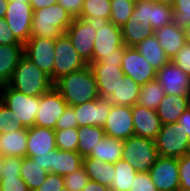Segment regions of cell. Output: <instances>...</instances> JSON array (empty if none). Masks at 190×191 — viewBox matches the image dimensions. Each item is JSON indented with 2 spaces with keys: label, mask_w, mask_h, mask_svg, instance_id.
<instances>
[{
  "label": "cell",
  "mask_w": 190,
  "mask_h": 191,
  "mask_svg": "<svg viewBox=\"0 0 190 191\" xmlns=\"http://www.w3.org/2000/svg\"><path fill=\"white\" fill-rule=\"evenodd\" d=\"M53 87L68 106H76L99 97L97 83L89 65L56 80Z\"/></svg>",
  "instance_id": "obj_1"
},
{
  "label": "cell",
  "mask_w": 190,
  "mask_h": 191,
  "mask_svg": "<svg viewBox=\"0 0 190 191\" xmlns=\"http://www.w3.org/2000/svg\"><path fill=\"white\" fill-rule=\"evenodd\" d=\"M50 77L25 55L17 64L8 85L28 96L40 97L53 87Z\"/></svg>",
  "instance_id": "obj_2"
},
{
  "label": "cell",
  "mask_w": 190,
  "mask_h": 191,
  "mask_svg": "<svg viewBox=\"0 0 190 191\" xmlns=\"http://www.w3.org/2000/svg\"><path fill=\"white\" fill-rule=\"evenodd\" d=\"M73 17L58 3L35 10L30 38L43 37L56 40L71 25Z\"/></svg>",
  "instance_id": "obj_3"
},
{
  "label": "cell",
  "mask_w": 190,
  "mask_h": 191,
  "mask_svg": "<svg viewBox=\"0 0 190 191\" xmlns=\"http://www.w3.org/2000/svg\"><path fill=\"white\" fill-rule=\"evenodd\" d=\"M93 62L121 60L125 52L121 27L111 21L96 22Z\"/></svg>",
  "instance_id": "obj_4"
},
{
  "label": "cell",
  "mask_w": 190,
  "mask_h": 191,
  "mask_svg": "<svg viewBox=\"0 0 190 191\" xmlns=\"http://www.w3.org/2000/svg\"><path fill=\"white\" fill-rule=\"evenodd\" d=\"M0 91L1 101L11 109V119L22 124L24 128L34 126L40 97L25 95L8 84L0 86Z\"/></svg>",
  "instance_id": "obj_5"
},
{
  "label": "cell",
  "mask_w": 190,
  "mask_h": 191,
  "mask_svg": "<svg viewBox=\"0 0 190 191\" xmlns=\"http://www.w3.org/2000/svg\"><path fill=\"white\" fill-rule=\"evenodd\" d=\"M159 158L155 140L132 136L123 141L122 159L137 172H149Z\"/></svg>",
  "instance_id": "obj_6"
},
{
  "label": "cell",
  "mask_w": 190,
  "mask_h": 191,
  "mask_svg": "<svg viewBox=\"0 0 190 191\" xmlns=\"http://www.w3.org/2000/svg\"><path fill=\"white\" fill-rule=\"evenodd\" d=\"M155 144L162 157L180 158L190 153V138L178 122L162 125Z\"/></svg>",
  "instance_id": "obj_7"
},
{
  "label": "cell",
  "mask_w": 190,
  "mask_h": 191,
  "mask_svg": "<svg viewBox=\"0 0 190 191\" xmlns=\"http://www.w3.org/2000/svg\"><path fill=\"white\" fill-rule=\"evenodd\" d=\"M88 65L89 64L78 54L70 38L65 33L56 39L53 83L60 77L83 69Z\"/></svg>",
  "instance_id": "obj_8"
},
{
  "label": "cell",
  "mask_w": 190,
  "mask_h": 191,
  "mask_svg": "<svg viewBox=\"0 0 190 191\" xmlns=\"http://www.w3.org/2000/svg\"><path fill=\"white\" fill-rule=\"evenodd\" d=\"M96 33V22L86 21L80 18H74L65 32L78 54L88 64L93 62Z\"/></svg>",
  "instance_id": "obj_9"
},
{
  "label": "cell",
  "mask_w": 190,
  "mask_h": 191,
  "mask_svg": "<svg viewBox=\"0 0 190 191\" xmlns=\"http://www.w3.org/2000/svg\"><path fill=\"white\" fill-rule=\"evenodd\" d=\"M55 41L50 38H29L24 44V55L39 69L47 74L53 82V68L55 59Z\"/></svg>",
  "instance_id": "obj_10"
},
{
  "label": "cell",
  "mask_w": 190,
  "mask_h": 191,
  "mask_svg": "<svg viewBox=\"0 0 190 191\" xmlns=\"http://www.w3.org/2000/svg\"><path fill=\"white\" fill-rule=\"evenodd\" d=\"M33 9L30 3L9 2L5 21L16 40L25 44L31 36Z\"/></svg>",
  "instance_id": "obj_11"
},
{
  "label": "cell",
  "mask_w": 190,
  "mask_h": 191,
  "mask_svg": "<svg viewBox=\"0 0 190 191\" xmlns=\"http://www.w3.org/2000/svg\"><path fill=\"white\" fill-rule=\"evenodd\" d=\"M98 88L99 97L109 98L125 74L121 68V60H106L89 64Z\"/></svg>",
  "instance_id": "obj_12"
},
{
  "label": "cell",
  "mask_w": 190,
  "mask_h": 191,
  "mask_svg": "<svg viewBox=\"0 0 190 191\" xmlns=\"http://www.w3.org/2000/svg\"><path fill=\"white\" fill-rule=\"evenodd\" d=\"M68 104L60 93L52 87L40 96V105L35 116L34 126L54 129L57 120L64 113Z\"/></svg>",
  "instance_id": "obj_13"
},
{
  "label": "cell",
  "mask_w": 190,
  "mask_h": 191,
  "mask_svg": "<svg viewBox=\"0 0 190 191\" xmlns=\"http://www.w3.org/2000/svg\"><path fill=\"white\" fill-rule=\"evenodd\" d=\"M148 173L157 191L180 189L178 158L159 156Z\"/></svg>",
  "instance_id": "obj_14"
},
{
  "label": "cell",
  "mask_w": 190,
  "mask_h": 191,
  "mask_svg": "<svg viewBox=\"0 0 190 191\" xmlns=\"http://www.w3.org/2000/svg\"><path fill=\"white\" fill-rule=\"evenodd\" d=\"M121 68L125 76L130 77L140 86L156 80V70L134 47L125 46Z\"/></svg>",
  "instance_id": "obj_15"
},
{
  "label": "cell",
  "mask_w": 190,
  "mask_h": 191,
  "mask_svg": "<svg viewBox=\"0 0 190 191\" xmlns=\"http://www.w3.org/2000/svg\"><path fill=\"white\" fill-rule=\"evenodd\" d=\"M103 128L105 136L122 141L135 136L132 107L112 104Z\"/></svg>",
  "instance_id": "obj_16"
},
{
  "label": "cell",
  "mask_w": 190,
  "mask_h": 191,
  "mask_svg": "<svg viewBox=\"0 0 190 191\" xmlns=\"http://www.w3.org/2000/svg\"><path fill=\"white\" fill-rule=\"evenodd\" d=\"M111 106L109 99L103 97L73 106L79 127L86 125L104 127Z\"/></svg>",
  "instance_id": "obj_17"
},
{
  "label": "cell",
  "mask_w": 190,
  "mask_h": 191,
  "mask_svg": "<svg viewBox=\"0 0 190 191\" xmlns=\"http://www.w3.org/2000/svg\"><path fill=\"white\" fill-rule=\"evenodd\" d=\"M156 80L164 89L165 94L189 96L190 77L171 60L156 71Z\"/></svg>",
  "instance_id": "obj_18"
},
{
  "label": "cell",
  "mask_w": 190,
  "mask_h": 191,
  "mask_svg": "<svg viewBox=\"0 0 190 191\" xmlns=\"http://www.w3.org/2000/svg\"><path fill=\"white\" fill-rule=\"evenodd\" d=\"M132 117L135 136L156 139L162 126L157 111L136 104L132 107Z\"/></svg>",
  "instance_id": "obj_19"
},
{
  "label": "cell",
  "mask_w": 190,
  "mask_h": 191,
  "mask_svg": "<svg viewBox=\"0 0 190 191\" xmlns=\"http://www.w3.org/2000/svg\"><path fill=\"white\" fill-rule=\"evenodd\" d=\"M55 149L57 147L54 129L38 126L27 128L26 156L44 155Z\"/></svg>",
  "instance_id": "obj_20"
},
{
  "label": "cell",
  "mask_w": 190,
  "mask_h": 191,
  "mask_svg": "<svg viewBox=\"0 0 190 191\" xmlns=\"http://www.w3.org/2000/svg\"><path fill=\"white\" fill-rule=\"evenodd\" d=\"M154 35L170 60L186 44L184 30L177 27L173 22L155 30Z\"/></svg>",
  "instance_id": "obj_21"
},
{
  "label": "cell",
  "mask_w": 190,
  "mask_h": 191,
  "mask_svg": "<svg viewBox=\"0 0 190 191\" xmlns=\"http://www.w3.org/2000/svg\"><path fill=\"white\" fill-rule=\"evenodd\" d=\"M189 107V96L165 94L157 108V115L161 124L178 122L183 112Z\"/></svg>",
  "instance_id": "obj_22"
},
{
  "label": "cell",
  "mask_w": 190,
  "mask_h": 191,
  "mask_svg": "<svg viewBox=\"0 0 190 191\" xmlns=\"http://www.w3.org/2000/svg\"><path fill=\"white\" fill-rule=\"evenodd\" d=\"M27 128L0 134V155L2 157H26Z\"/></svg>",
  "instance_id": "obj_23"
},
{
  "label": "cell",
  "mask_w": 190,
  "mask_h": 191,
  "mask_svg": "<svg viewBox=\"0 0 190 191\" xmlns=\"http://www.w3.org/2000/svg\"><path fill=\"white\" fill-rule=\"evenodd\" d=\"M23 55L24 45H0V86L9 83Z\"/></svg>",
  "instance_id": "obj_24"
},
{
  "label": "cell",
  "mask_w": 190,
  "mask_h": 191,
  "mask_svg": "<svg viewBox=\"0 0 190 191\" xmlns=\"http://www.w3.org/2000/svg\"><path fill=\"white\" fill-rule=\"evenodd\" d=\"M141 86L130 77L124 76L120 78L116 89L108 98L113 105H121L133 107L137 104Z\"/></svg>",
  "instance_id": "obj_25"
},
{
  "label": "cell",
  "mask_w": 190,
  "mask_h": 191,
  "mask_svg": "<svg viewBox=\"0 0 190 191\" xmlns=\"http://www.w3.org/2000/svg\"><path fill=\"white\" fill-rule=\"evenodd\" d=\"M83 166V157L77 151L52 150V173L66 176Z\"/></svg>",
  "instance_id": "obj_26"
},
{
  "label": "cell",
  "mask_w": 190,
  "mask_h": 191,
  "mask_svg": "<svg viewBox=\"0 0 190 191\" xmlns=\"http://www.w3.org/2000/svg\"><path fill=\"white\" fill-rule=\"evenodd\" d=\"M134 48L156 71L161 69L170 61L165 54V51L160 47V43L155 35L144 39Z\"/></svg>",
  "instance_id": "obj_27"
},
{
  "label": "cell",
  "mask_w": 190,
  "mask_h": 191,
  "mask_svg": "<svg viewBox=\"0 0 190 191\" xmlns=\"http://www.w3.org/2000/svg\"><path fill=\"white\" fill-rule=\"evenodd\" d=\"M83 167L86 170L89 180L97 181L101 185L110 187L115 175L114 164L103 163L98 158L84 157Z\"/></svg>",
  "instance_id": "obj_28"
},
{
  "label": "cell",
  "mask_w": 190,
  "mask_h": 191,
  "mask_svg": "<svg viewBox=\"0 0 190 191\" xmlns=\"http://www.w3.org/2000/svg\"><path fill=\"white\" fill-rule=\"evenodd\" d=\"M122 148V140L104 136V138L99 141L94 148H92L88 157L98 158L103 163L108 162L115 164L117 161L122 159Z\"/></svg>",
  "instance_id": "obj_29"
},
{
  "label": "cell",
  "mask_w": 190,
  "mask_h": 191,
  "mask_svg": "<svg viewBox=\"0 0 190 191\" xmlns=\"http://www.w3.org/2000/svg\"><path fill=\"white\" fill-rule=\"evenodd\" d=\"M111 0H84L78 18L91 22L110 21Z\"/></svg>",
  "instance_id": "obj_30"
},
{
  "label": "cell",
  "mask_w": 190,
  "mask_h": 191,
  "mask_svg": "<svg viewBox=\"0 0 190 191\" xmlns=\"http://www.w3.org/2000/svg\"><path fill=\"white\" fill-rule=\"evenodd\" d=\"M105 136L104 128L99 126L78 127L77 152L84 158L90 155L92 148Z\"/></svg>",
  "instance_id": "obj_31"
},
{
  "label": "cell",
  "mask_w": 190,
  "mask_h": 191,
  "mask_svg": "<svg viewBox=\"0 0 190 191\" xmlns=\"http://www.w3.org/2000/svg\"><path fill=\"white\" fill-rule=\"evenodd\" d=\"M49 172L42 169L41 166L35 163L29 157H23L20 169V177L27 184L29 191H34L47 178Z\"/></svg>",
  "instance_id": "obj_32"
},
{
  "label": "cell",
  "mask_w": 190,
  "mask_h": 191,
  "mask_svg": "<svg viewBox=\"0 0 190 191\" xmlns=\"http://www.w3.org/2000/svg\"><path fill=\"white\" fill-rule=\"evenodd\" d=\"M121 32L126 47H135L144 39L154 35L151 24L134 23L131 18L121 27Z\"/></svg>",
  "instance_id": "obj_33"
},
{
  "label": "cell",
  "mask_w": 190,
  "mask_h": 191,
  "mask_svg": "<svg viewBox=\"0 0 190 191\" xmlns=\"http://www.w3.org/2000/svg\"><path fill=\"white\" fill-rule=\"evenodd\" d=\"M115 175L109 187L111 191H129L137 171L124 159L114 164Z\"/></svg>",
  "instance_id": "obj_34"
},
{
  "label": "cell",
  "mask_w": 190,
  "mask_h": 191,
  "mask_svg": "<svg viewBox=\"0 0 190 191\" xmlns=\"http://www.w3.org/2000/svg\"><path fill=\"white\" fill-rule=\"evenodd\" d=\"M164 96L165 92L162 86L157 80H153L141 86L137 105L144 106L156 111Z\"/></svg>",
  "instance_id": "obj_35"
},
{
  "label": "cell",
  "mask_w": 190,
  "mask_h": 191,
  "mask_svg": "<svg viewBox=\"0 0 190 191\" xmlns=\"http://www.w3.org/2000/svg\"><path fill=\"white\" fill-rule=\"evenodd\" d=\"M135 0H111L110 21L122 27L130 18L135 8Z\"/></svg>",
  "instance_id": "obj_36"
},
{
  "label": "cell",
  "mask_w": 190,
  "mask_h": 191,
  "mask_svg": "<svg viewBox=\"0 0 190 191\" xmlns=\"http://www.w3.org/2000/svg\"><path fill=\"white\" fill-rule=\"evenodd\" d=\"M149 21L153 30L173 22V8L157 2H150Z\"/></svg>",
  "instance_id": "obj_37"
},
{
  "label": "cell",
  "mask_w": 190,
  "mask_h": 191,
  "mask_svg": "<svg viewBox=\"0 0 190 191\" xmlns=\"http://www.w3.org/2000/svg\"><path fill=\"white\" fill-rule=\"evenodd\" d=\"M56 147L63 151H77L78 128L55 130Z\"/></svg>",
  "instance_id": "obj_38"
},
{
  "label": "cell",
  "mask_w": 190,
  "mask_h": 191,
  "mask_svg": "<svg viewBox=\"0 0 190 191\" xmlns=\"http://www.w3.org/2000/svg\"><path fill=\"white\" fill-rule=\"evenodd\" d=\"M88 181L89 176L87 175L83 166L64 176V186L69 191H82V189L87 185Z\"/></svg>",
  "instance_id": "obj_39"
},
{
  "label": "cell",
  "mask_w": 190,
  "mask_h": 191,
  "mask_svg": "<svg viewBox=\"0 0 190 191\" xmlns=\"http://www.w3.org/2000/svg\"><path fill=\"white\" fill-rule=\"evenodd\" d=\"M172 8L173 23L183 29L190 23V0H176Z\"/></svg>",
  "instance_id": "obj_40"
},
{
  "label": "cell",
  "mask_w": 190,
  "mask_h": 191,
  "mask_svg": "<svg viewBox=\"0 0 190 191\" xmlns=\"http://www.w3.org/2000/svg\"><path fill=\"white\" fill-rule=\"evenodd\" d=\"M11 114V109L2 101L0 102V134L12 132L13 130H22L24 126L14 121Z\"/></svg>",
  "instance_id": "obj_41"
},
{
  "label": "cell",
  "mask_w": 190,
  "mask_h": 191,
  "mask_svg": "<svg viewBox=\"0 0 190 191\" xmlns=\"http://www.w3.org/2000/svg\"><path fill=\"white\" fill-rule=\"evenodd\" d=\"M180 188L190 190V153L178 158Z\"/></svg>",
  "instance_id": "obj_42"
},
{
  "label": "cell",
  "mask_w": 190,
  "mask_h": 191,
  "mask_svg": "<svg viewBox=\"0 0 190 191\" xmlns=\"http://www.w3.org/2000/svg\"><path fill=\"white\" fill-rule=\"evenodd\" d=\"M129 191H157L148 172H137Z\"/></svg>",
  "instance_id": "obj_43"
},
{
  "label": "cell",
  "mask_w": 190,
  "mask_h": 191,
  "mask_svg": "<svg viewBox=\"0 0 190 191\" xmlns=\"http://www.w3.org/2000/svg\"><path fill=\"white\" fill-rule=\"evenodd\" d=\"M79 124L75 117L73 106H67L64 113L57 120L54 130H63L68 128H78Z\"/></svg>",
  "instance_id": "obj_44"
},
{
  "label": "cell",
  "mask_w": 190,
  "mask_h": 191,
  "mask_svg": "<svg viewBox=\"0 0 190 191\" xmlns=\"http://www.w3.org/2000/svg\"><path fill=\"white\" fill-rule=\"evenodd\" d=\"M22 157H3L1 177L20 176Z\"/></svg>",
  "instance_id": "obj_45"
},
{
  "label": "cell",
  "mask_w": 190,
  "mask_h": 191,
  "mask_svg": "<svg viewBox=\"0 0 190 191\" xmlns=\"http://www.w3.org/2000/svg\"><path fill=\"white\" fill-rule=\"evenodd\" d=\"M171 61L190 77V44L186 43Z\"/></svg>",
  "instance_id": "obj_46"
},
{
  "label": "cell",
  "mask_w": 190,
  "mask_h": 191,
  "mask_svg": "<svg viewBox=\"0 0 190 191\" xmlns=\"http://www.w3.org/2000/svg\"><path fill=\"white\" fill-rule=\"evenodd\" d=\"M0 191H29V189L20 176H15L1 177Z\"/></svg>",
  "instance_id": "obj_47"
},
{
  "label": "cell",
  "mask_w": 190,
  "mask_h": 191,
  "mask_svg": "<svg viewBox=\"0 0 190 191\" xmlns=\"http://www.w3.org/2000/svg\"><path fill=\"white\" fill-rule=\"evenodd\" d=\"M150 1L136 2L132 12V21L140 24H150L149 21Z\"/></svg>",
  "instance_id": "obj_48"
},
{
  "label": "cell",
  "mask_w": 190,
  "mask_h": 191,
  "mask_svg": "<svg viewBox=\"0 0 190 191\" xmlns=\"http://www.w3.org/2000/svg\"><path fill=\"white\" fill-rule=\"evenodd\" d=\"M64 187V176L49 172L44 183L34 191H60Z\"/></svg>",
  "instance_id": "obj_49"
},
{
  "label": "cell",
  "mask_w": 190,
  "mask_h": 191,
  "mask_svg": "<svg viewBox=\"0 0 190 191\" xmlns=\"http://www.w3.org/2000/svg\"><path fill=\"white\" fill-rule=\"evenodd\" d=\"M0 45H23L16 40L5 18H0Z\"/></svg>",
  "instance_id": "obj_50"
},
{
  "label": "cell",
  "mask_w": 190,
  "mask_h": 191,
  "mask_svg": "<svg viewBox=\"0 0 190 191\" xmlns=\"http://www.w3.org/2000/svg\"><path fill=\"white\" fill-rule=\"evenodd\" d=\"M60 4L73 18H78L82 12L84 0H58Z\"/></svg>",
  "instance_id": "obj_51"
},
{
  "label": "cell",
  "mask_w": 190,
  "mask_h": 191,
  "mask_svg": "<svg viewBox=\"0 0 190 191\" xmlns=\"http://www.w3.org/2000/svg\"><path fill=\"white\" fill-rule=\"evenodd\" d=\"M31 158L35 163L39 164L42 169L52 173V151L38 156H26Z\"/></svg>",
  "instance_id": "obj_52"
},
{
  "label": "cell",
  "mask_w": 190,
  "mask_h": 191,
  "mask_svg": "<svg viewBox=\"0 0 190 191\" xmlns=\"http://www.w3.org/2000/svg\"><path fill=\"white\" fill-rule=\"evenodd\" d=\"M178 123L181 124L188 137L190 138V107H188L178 119Z\"/></svg>",
  "instance_id": "obj_53"
},
{
  "label": "cell",
  "mask_w": 190,
  "mask_h": 191,
  "mask_svg": "<svg viewBox=\"0 0 190 191\" xmlns=\"http://www.w3.org/2000/svg\"><path fill=\"white\" fill-rule=\"evenodd\" d=\"M57 2L58 0H30L29 3L33 11H35V10H39V9L54 5Z\"/></svg>",
  "instance_id": "obj_54"
},
{
  "label": "cell",
  "mask_w": 190,
  "mask_h": 191,
  "mask_svg": "<svg viewBox=\"0 0 190 191\" xmlns=\"http://www.w3.org/2000/svg\"><path fill=\"white\" fill-rule=\"evenodd\" d=\"M82 191H111V189L107 186L101 185L97 181L89 180Z\"/></svg>",
  "instance_id": "obj_55"
},
{
  "label": "cell",
  "mask_w": 190,
  "mask_h": 191,
  "mask_svg": "<svg viewBox=\"0 0 190 191\" xmlns=\"http://www.w3.org/2000/svg\"><path fill=\"white\" fill-rule=\"evenodd\" d=\"M9 1L8 0H0V18H4L7 8H8Z\"/></svg>",
  "instance_id": "obj_56"
},
{
  "label": "cell",
  "mask_w": 190,
  "mask_h": 191,
  "mask_svg": "<svg viewBox=\"0 0 190 191\" xmlns=\"http://www.w3.org/2000/svg\"><path fill=\"white\" fill-rule=\"evenodd\" d=\"M184 35H185V39H186V43L190 44V23L187 24L184 28Z\"/></svg>",
  "instance_id": "obj_57"
},
{
  "label": "cell",
  "mask_w": 190,
  "mask_h": 191,
  "mask_svg": "<svg viewBox=\"0 0 190 191\" xmlns=\"http://www.w3.org/2000/svg\"><path fill=\"white\" fill-rule=\"evenodd\" d=\"M176 0H156L157 3H161L164 5H169L171 7H173L174 3Z\"/></svg>",
  "instance_id": "obj_58"
},
{
  "label": "cell",
  "mask_w": 190,
  "mask_h": 191,
  "mask_svg": "<svg viewBox=\"0 0 190 191\" xmlns=\"http://www.w3.org/2000/svg\"><path fill=\"white\" fill-rule=\"evenodd\" d=\"M9 2H22V3H29L30 0H8Z\"/></svg>",
  "instance_id": "obj_59"
},
{
  "label": "cell",
  "mask_w": 190,
  "mask_h": 191,
  "mask_svg": "<svg viewBox=\"0 0 190 191\" xmlns=\"http://www.w3.org/2000/svg\"><path fill=\"white\" fill-rule=\"evenodd\" d=\"M2 167H3V157L0 155V179H1Z\"/></svg>",
  "instance_id": "obj_60"
},
{
  "label": "cell",
  "mask_w": 190,
  "mask_h": 191,
  "mask_svg": "<svg viewBox=\"0 0 190 191\" xmlns=\"http://www.w3.org/2000/svg\"><path fill=\"white\" fill-rule=\"evenodd\" d=\"M136 2H140V1H150V2H156V0H135Z\"/></svg>",
  "instance_id": "obj_61"
},
{
  "label": "cell",
  "mask_w": 190,
  "mask_h": 191,
  "mask_svg": "<svg viewBox=\"0 0 190 191\" xmlns=\"http://www.w3.org/2000/svg\"><path fill=\"white\" fill-rule=\"evenodd\" d=\"M60 191H69L65 186Z\"/></svg>",
  "instance_id": "obj_62"
},
{
  "label": "cell",
  "mask_w": 190,
  "mask_h": 191,
  "mask_svg": "<svg viewBox=\"0 0 190 191\" xmlns=\"http://www.w3.org/2000/svg\"><path fill=\"white\" fill-rule=\"evenodd\" d=\"M177 191H190V190H184V189H178Z\"/></svg>",
  "instance_id": "obj_63"
}]
</instances>
